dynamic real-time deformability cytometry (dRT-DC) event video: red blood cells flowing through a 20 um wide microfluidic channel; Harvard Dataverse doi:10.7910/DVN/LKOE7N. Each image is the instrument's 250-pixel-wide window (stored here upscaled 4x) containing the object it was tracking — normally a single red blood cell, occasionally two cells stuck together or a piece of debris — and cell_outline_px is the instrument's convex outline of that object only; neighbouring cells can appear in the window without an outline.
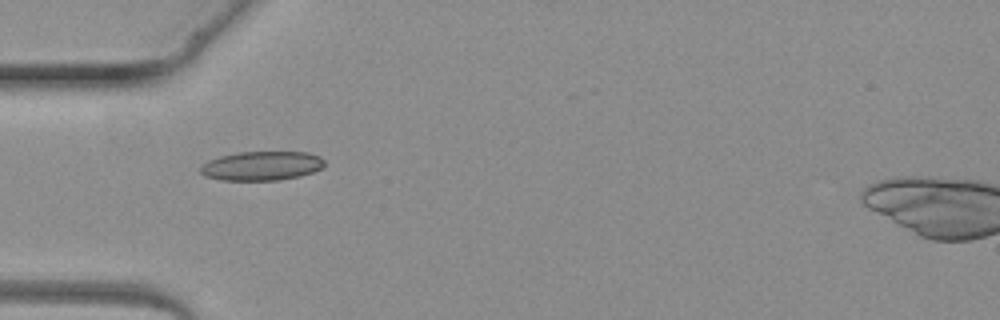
{"species": "common noctule bat (a hibernating species)", "species_latin": "Nyctalus noctula", "temperature_condition": "warm", "stored_images_in_passage": 5, "camera_frame_rate_fps": 3000, "um_per_image_px": 0.085, "animal": {"sex": "female", "body_mass_g": 19.3, "forearm_length_mm": 54.1}, "frame": {"image": 1, "passage_image": 4, "time_ms": 3.667, "image_size_px": [1000, 320], "cell_outline_px": [[324, 164], [320, 168], [312, 172], [300, 176], [276, 180], [220, 180], [204, 176], [200, 172], [200, 168], [208, 160], [220, 156], [236, 152], [308, 152], [320, 156], [324, 160]], "centroid_in_image_um": [22.22, 14.09], "position_along_channel_um": 62.8, "area_um2": 21.04}}
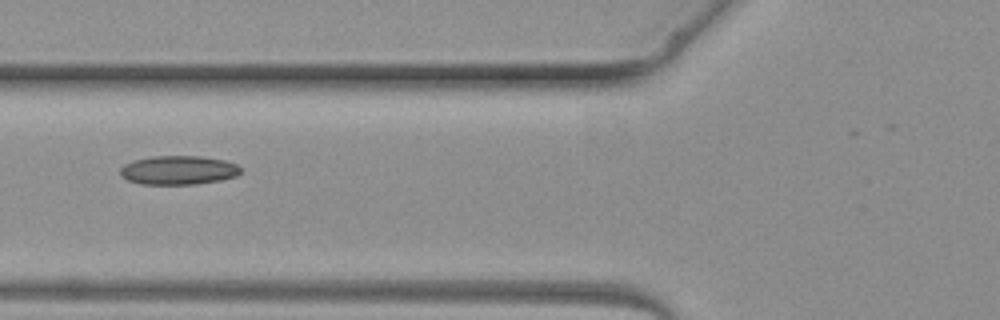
{"frame": {"image": 2, "passage_image": 5, "time_ms": 4.667, "image_size_px": [1000, 320], "cell_outline_px": [[240, 172], [236, 176], [220, 180], [196, 184], [140, 184], [128, 180], [120, 176], [120, 168], [124, 164], [132, 160], [152, 156], [200, 156], [224, 160], [236, 164], [240, 168]], "centroid_in_image_um": [15.12, 14.46], "position_along_channel_um": 110.7, "area_um2": 20.35}}